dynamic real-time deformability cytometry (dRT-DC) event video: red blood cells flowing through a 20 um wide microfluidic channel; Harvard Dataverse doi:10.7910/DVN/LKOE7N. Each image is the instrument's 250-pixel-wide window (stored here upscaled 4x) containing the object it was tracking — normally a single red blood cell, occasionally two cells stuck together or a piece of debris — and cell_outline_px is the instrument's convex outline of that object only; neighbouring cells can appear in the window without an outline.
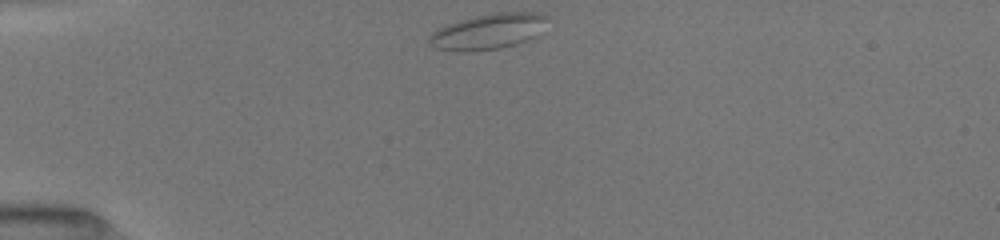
{"species": "common noctule bat (a hibernating species)", "species_latin": "Nyctalus noctula", "temperature_condition": "room temperature", "stored_images_in_passage": 14, "camera_frame_rate_fps": 3000, "um_per_image_px": 0.085, "animal": {"sex": "female", "body_mass_g": 19.5, "forearm_length_mm": 54.1}, "frame": {"image": 1, "passage_image": 1, "time_ms": 0.0, "image_size_px": [1000, 240], "cell_outline_px": [[548, 16], [536, 36], [516, 44], [500, 48], [464, 52], [460, 52], [432, 48], [428, 44], [428, 36], [432, 32], [448, 24], [460, 20], [476, 16], [496, 12], [532, 12]], "centroid_in_image_um": [41.42, 2.69], "position_along_channel_um": 43.6, "area_um2": 24.33}}
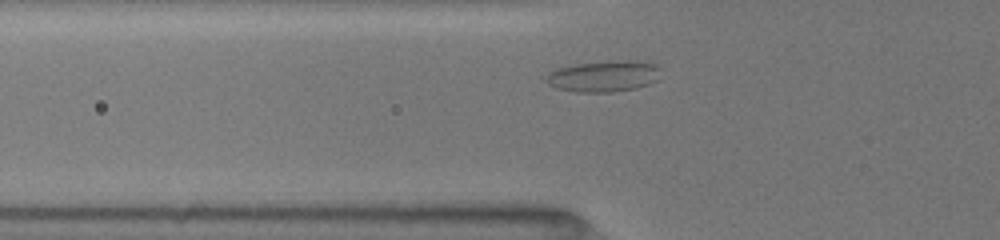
{"frame": {"image": 2, "passage_image": 10, "time_ms": 1.667, "image_size_px": [1000, 240], "cell_outline_px": [[660, 68], [656, 80], [648, 84], [636, 88], [612, 92], [576, 92], [556, 88], [548, 84], [544, 76], [548, 72], [556, 68], [576, 64], [612, 60], [632, 60], [656, 64]], "centroid_in_image_um": [51.27, 6.47], "position_along_channel_um": 74.5, "area_um2": 20.98}}
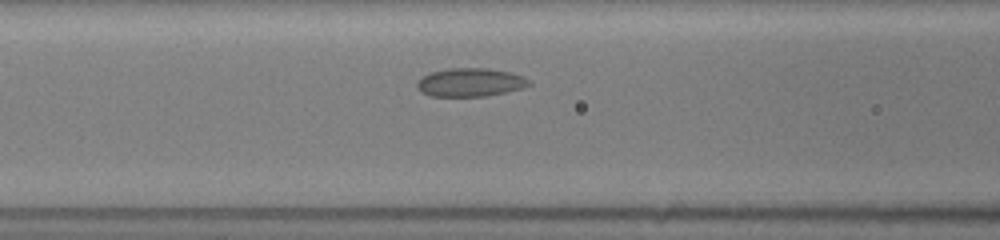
{"frame": {"image": 3, "passage_image": 13, "time_ms": 3.0, "image_size_px": [1000, 240], "cell_outline_px": [[532, 84], [524, 88], [484, 96], [428, 96], [420, 92], [416, 88], [416, 84], [424, 76], [432, 72], [448, 68], [488, 68], [512, 72], [524, 76]], "centroid_in_image_um": [39.98, 7.0], "position_along_channel_um": 126.6, "area_um2": 18.61}}